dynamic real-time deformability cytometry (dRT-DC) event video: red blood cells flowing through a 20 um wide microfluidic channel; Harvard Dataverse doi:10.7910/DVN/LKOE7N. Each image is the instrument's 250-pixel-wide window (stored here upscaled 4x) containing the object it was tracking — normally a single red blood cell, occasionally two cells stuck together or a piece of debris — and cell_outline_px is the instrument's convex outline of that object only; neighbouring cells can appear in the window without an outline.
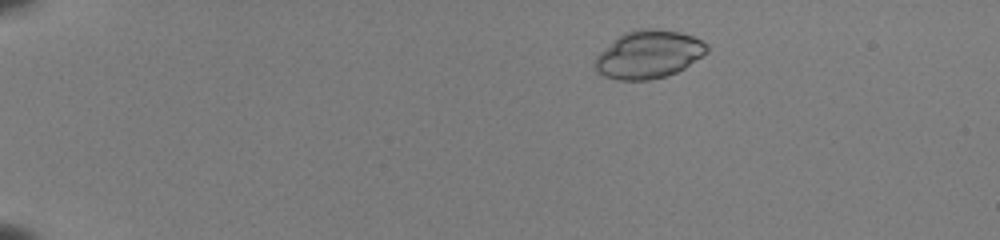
{"species": "common noctule bat (a hibernating species)", "species_latin": "Nyctalus noctula", "temperature_condition": "room temperature", "stored_images_in_passage": 49, "camera_frame_rate_fps": 3000, "um_per_image_px": 0.085, "animal": {"sex": "female", "body_mass_g": 22.0, "forearm_length_mm": 56.7}, "frame": {"image": 1, "passage_image": 7, "time_ms": 2.0, "image_size_px": [1000, 240], "cell_outline_px": [[708, 52], [684, 68], [676, 72], [664, 76], [648, 80], [616, 80], [604, 76], [596, 72], [592, 68], [592, 64], [596, 56], [600, 52], [624, 32], [636, 28], [660, 28], [680, 32], [692, 36], [708, 44]], "centroid_in_image_um": [55.1, 4.62], "position_along_channel_um": 29.9, "area_um2": 31.5}}